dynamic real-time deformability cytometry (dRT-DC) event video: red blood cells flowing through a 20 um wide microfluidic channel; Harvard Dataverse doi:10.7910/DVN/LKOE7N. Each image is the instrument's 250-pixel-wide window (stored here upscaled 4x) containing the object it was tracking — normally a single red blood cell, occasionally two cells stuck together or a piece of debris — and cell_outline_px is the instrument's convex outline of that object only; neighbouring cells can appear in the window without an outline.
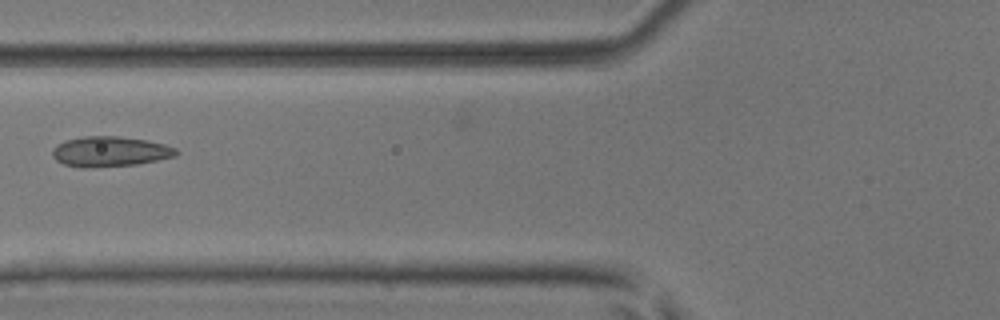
{"species": "common noctule bat (a hibernating species)", "species_latin": "Nyctalus noctula", "temperature_condition": "room temperature", "stored_images_in_passage": 6, "camera_frame_rate_fps": 3000, "um_per_image_px": 0.085, "animal": {"sex": "male", "body_mass_g": 17.9, "forearm_length_mm": 54.2}, "frame": {"image": 1, "passage_image": 6, "time_ms": 1.667, "image_size_px": [1000, 320], "cell_outline_px": [[180, 152], [176, 156], [136, 164], [92, 168], [80, 168], [64, 164], [56, 160], [52, 156], [52, 148], [56, 144], [64, 140], [84, 136], [120, 136], [148, 140], [164, 144], [176, 148]], "centroid_in_image_um": [9.32, 12.88], "position_along_channel_um": 116.5, "area_um2": 22.08}}